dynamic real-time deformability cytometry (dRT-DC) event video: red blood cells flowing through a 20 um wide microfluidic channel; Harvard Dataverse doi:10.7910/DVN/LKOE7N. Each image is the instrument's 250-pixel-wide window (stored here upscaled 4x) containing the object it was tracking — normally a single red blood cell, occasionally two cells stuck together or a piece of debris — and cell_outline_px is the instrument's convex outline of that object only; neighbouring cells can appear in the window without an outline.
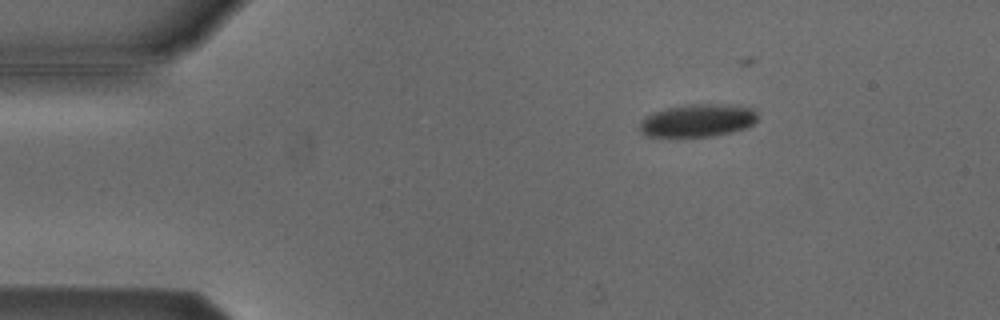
{"species": "Egyptian fruit bat (a non-hibernating species)", "species_latin": "Rousettus aegyptiacus", "temperature_condition": "cold", "stored_images_in_passage": 6, "camera_frame_rate_fps": 3000, "um_per_image_px": 0.085, "animal": {"sex": "male"}, "frame": {"image": 1, "passage_image": 3, "time_ms": 0.667, "image_size_px": [1000, 320], "cell_outline_px": [[756, 120], [752, 124], [744, 128], [712, 136], [648, 136], [640, 132], [640, 120], [644, 116], [652, 112], [668, 108], [688, 104], [728, 104], [752, 108], [756, 112]], "centroid_in_image_um": [59.26, 10.22], "position_along_channel_um": 25.7, "area_um2": 22.31}}